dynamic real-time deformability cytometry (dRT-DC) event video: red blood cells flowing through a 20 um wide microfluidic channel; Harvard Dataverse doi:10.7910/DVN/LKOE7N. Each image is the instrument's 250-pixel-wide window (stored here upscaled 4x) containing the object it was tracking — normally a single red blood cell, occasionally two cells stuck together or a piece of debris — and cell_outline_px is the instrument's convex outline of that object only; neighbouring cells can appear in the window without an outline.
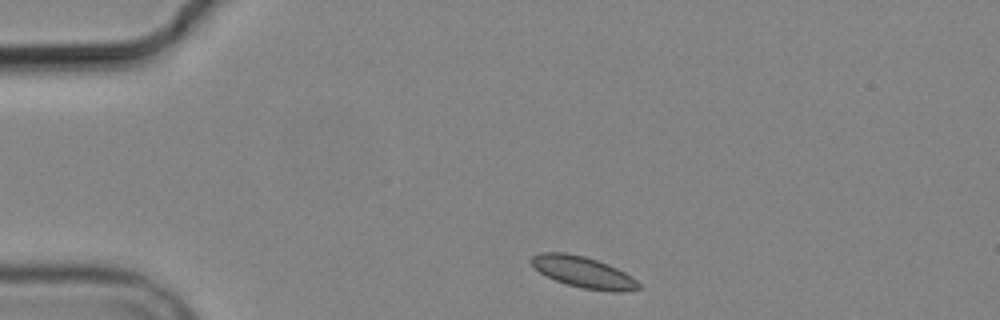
{"species": "common noctule bat (a hibernating species)", "species_latin": "Nyctalus noctula", "temperature_condition": "cold", "stored_images_in_passage": 2, "camera_frame_rate_fps": 3000, "um_per_image_px": 0.085, "animal": {"sex": "male", "body_mass_g": 19.2, "forearm_length_mm": 51.8}, "frame": {"image": 1, "passage_image": 1, "time_ms": 0.0, "image_size_px": [1000, 320], "cell_outline_px": [[640, 288], [620, 292], [612, 292], [580, 288], [556, 280], [540, 272], [528, 260], [532, 256], [540, 252], [564, 252], [584, 256], [608, 264], [624, 272], [636, 280], [640, 284]], "centroid_in_image_um": [49.57, 23.13], "position_along_channel_um": 35.4, "area_um2": 19.36}}